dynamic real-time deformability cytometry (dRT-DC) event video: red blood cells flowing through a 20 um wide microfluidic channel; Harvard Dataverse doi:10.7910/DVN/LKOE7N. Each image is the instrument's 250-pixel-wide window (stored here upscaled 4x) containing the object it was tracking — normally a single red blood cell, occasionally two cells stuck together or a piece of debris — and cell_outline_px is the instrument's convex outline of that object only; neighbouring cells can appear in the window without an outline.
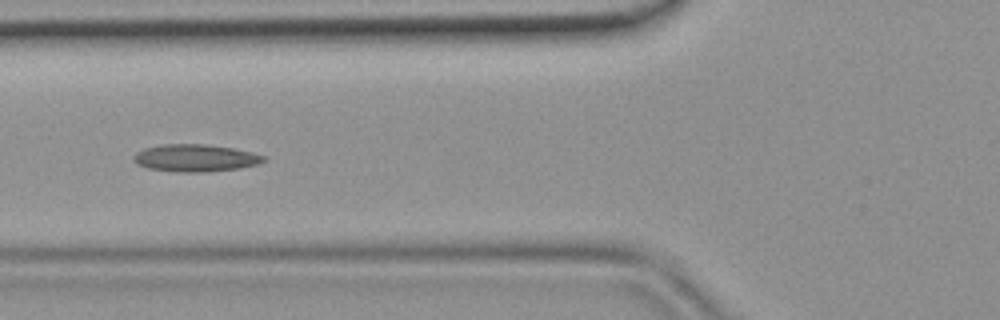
{"species": "common noctule bat (a hibernating species)", "species_latin": "Nyctalus noctula", "temperature_condition": "room temperature", "stored_images_in_passage": 44, "camera_frame_rate_fps": 3000, "um_per_image_px": 0.085, "animal": {"sex": "female", "body_mass_g": 19.9}, "frame": {"image": 1, "passage_image": 16, "time_ms": 5.0, "image_size_px": [1000, 320], "cell_outline_px": [[264, 160], [256, 164], [240, 168], [204, 172], [180, 172], [148, 168], [136, 164], [132, 160], [132, 156], [136, 152], [144, 148], [160, 144], [208, 144], [232, 148], [252, 152], [264, 156]], "centroid_in_image_um": [16.54, 13.42], "position_along_channel_um": 109.3, "area_um2": 20.69}}
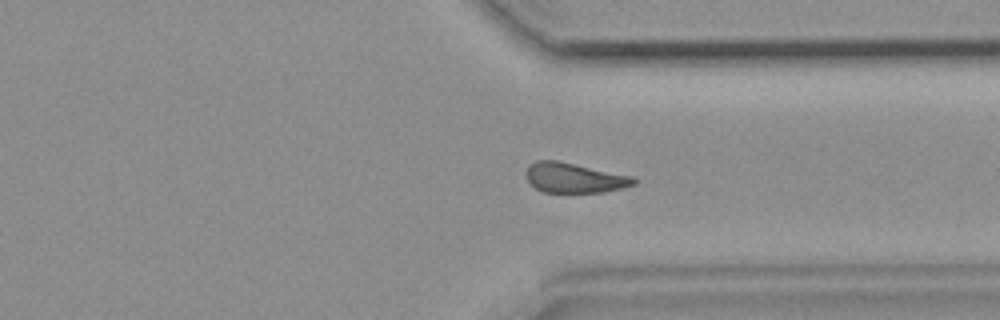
{"frame": {"image": 2, "passage_image": 33, "time_ms": 10.667, "image_size_px": [1000, 320], "cell_outline_px": [[636, 184], [624, 188], [604, 192], [544, 192], [536, 188], [528, 180], [528, 168], [536, 160], [556, 160], [636, 176]], "centroid_in_image_um": [48.92, 15.12], "position_along_channel_um": 362.5, "area_um2": 18.73}}
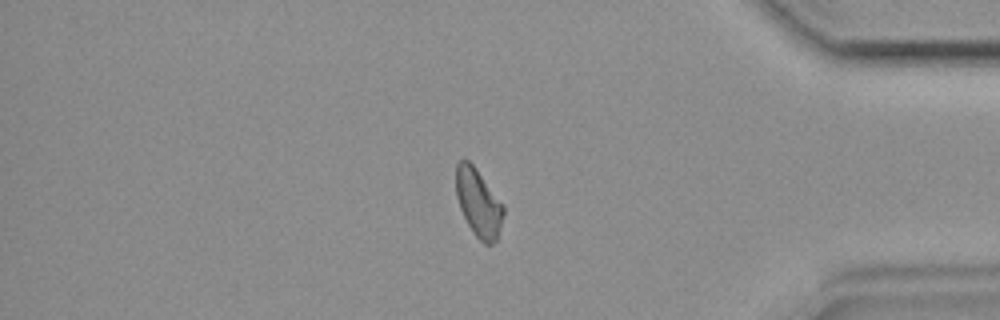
{"frame": {"image": 3, "passage_image": 37, "time_ms": 12.0, "image_size_px": [1000, 320], "cell_outline_px": [[504, 212], [496, 240], [492, 244], [484, 244], [472, 232], [460, 208], [456, 196], [456, 164], [464, 156], [476, 168], [504, 204]], "centroid_in_image_um": [40.66, 17.21], "position_along_channel_um": 394.5, "area_um2": 18.79}}